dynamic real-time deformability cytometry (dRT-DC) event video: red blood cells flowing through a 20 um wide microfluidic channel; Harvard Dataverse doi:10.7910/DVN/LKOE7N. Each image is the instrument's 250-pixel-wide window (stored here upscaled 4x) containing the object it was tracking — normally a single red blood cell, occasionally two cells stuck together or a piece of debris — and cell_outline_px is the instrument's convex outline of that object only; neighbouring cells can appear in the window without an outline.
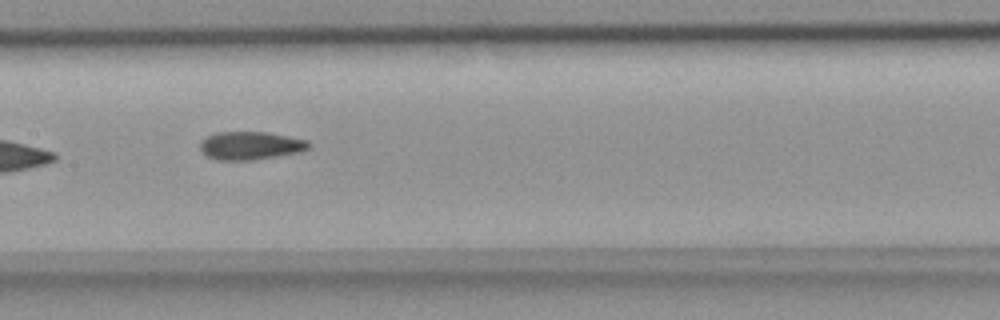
{"species": "common noctule bat (a hibernating species)", "species_latin": "Nyctalus noctula", "temperature_condition": "room temperature", "stored_images_in_passage": 11, "camera_frame_rate_fps": 3000, "um_per_image_px": 0.085, "animal": {"sex": "female", "body_mass_g": 18.4}, "frame": {"image": 1, "passage_image": 4, "time_ms": 1.0, "image_size_px": [1000, 320], "cell_outline_px": [[308, 148], [300, 152], [252, 160], [216, 160], [208, 156], [200, 148], [200, 144], [208, 136], [216, 132], [264, 132], [308, 140]], "centroid_in_image_um": [21.28, 12.38], "position_along_channel_um": 186.1, "area_um2": 17.46}}
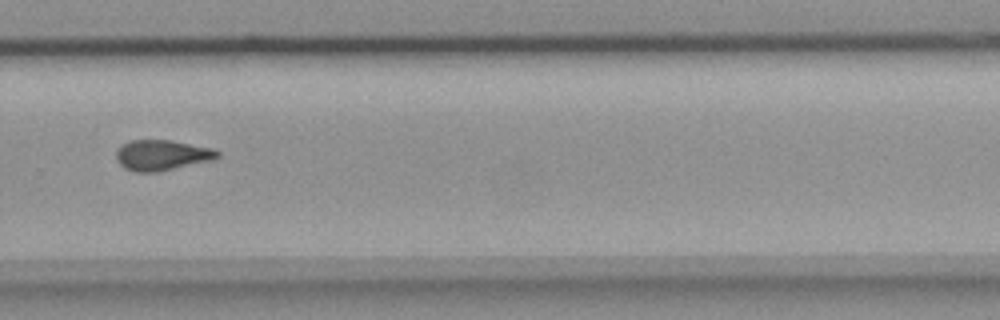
{"frame": {"image": 2, "passage_image": 7, "time_ms": 2.0, "image_size_px": [1000, 320], "cell_outline_px": [[220, 156], [212, 160], [160, 172], [136, 172], [124, 168], [120, 164], [116, 156], [116, 148], [132, 140], [168, 140], [216, 148], [220, 152]], "centroid_in_image_um": [13.79, 13.19], "position_along_channel_um": 316.0, "area_um2": 18.15}}
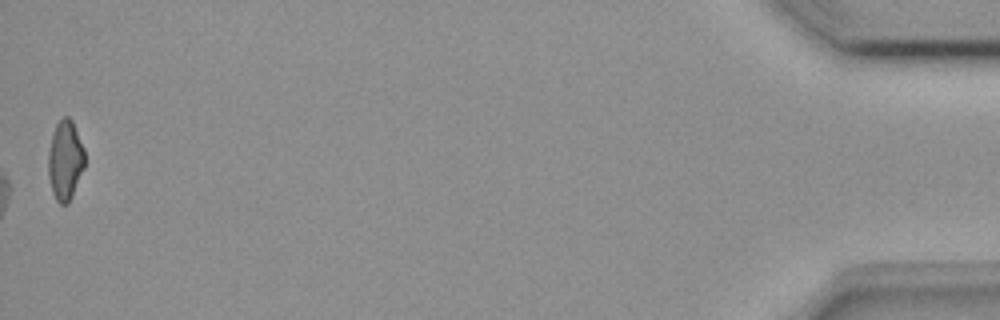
{"frame": {"image": 3, "passage_image": 11, "time_ms": 3.333, "image_size_px": [1000, 320], "cell_outline_px": [[84, 168], [72, 196], [68, 204], [60, 204], [56, 200], [52, 192], [48, 176], [48, 152], [52, 136], [56, 124], [64, 116], [68, 116], [72, 120], [84, 148]], "centroid_in_image_um": [5.54, 13.63], "position_along_channel_um": 429.7, "area_um2": 16.94}}